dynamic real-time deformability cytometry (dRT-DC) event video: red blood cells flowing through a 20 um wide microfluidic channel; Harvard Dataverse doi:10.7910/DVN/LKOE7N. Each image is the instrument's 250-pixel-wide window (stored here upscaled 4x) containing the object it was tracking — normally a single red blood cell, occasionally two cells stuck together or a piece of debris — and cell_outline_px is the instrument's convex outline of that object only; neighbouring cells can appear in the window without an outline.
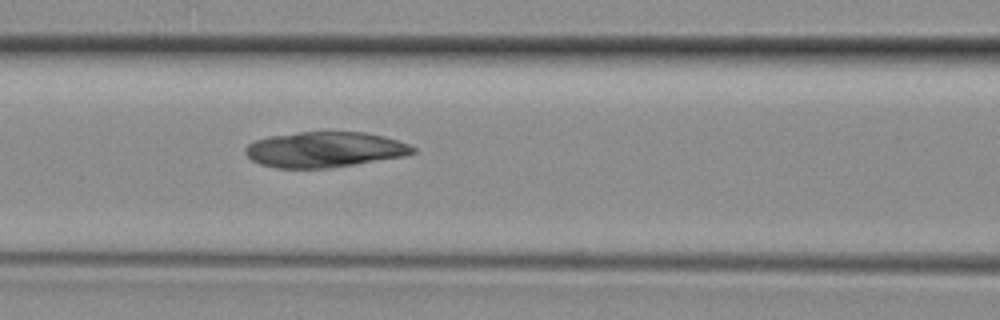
{"species": "common noctule bat (a hibernating species)", "species_latin": "Nyctalus noctula", "temperature_condition": "room temperature", "stored_images_in_passage": 33, "camera_frame_rate_fps": 3000, "um_per_image_px": 0.085, "animal": {"sex": "female", "body_mass_g": 29.2, "forearm_length_mm": 56.3}, "frame": {"image": 1, "passage_image": 11, "time_ms": 3.333, "image_size_px": [1000, 320], "cell_outline_px": [[416, 152], [408, 156], [328, 168], [276, 168], [260, 164], [252, 160], [244, 152], [244, 148], [248, 144], [256, 140], [268, 136], [300, 132], [364, 132], [384, 136], [408, 144], [416, 148]], "centroid_in_image_um": [27.6, 12.71], "position_along_channel_um": 139.0, "area_um2": 34.74}}
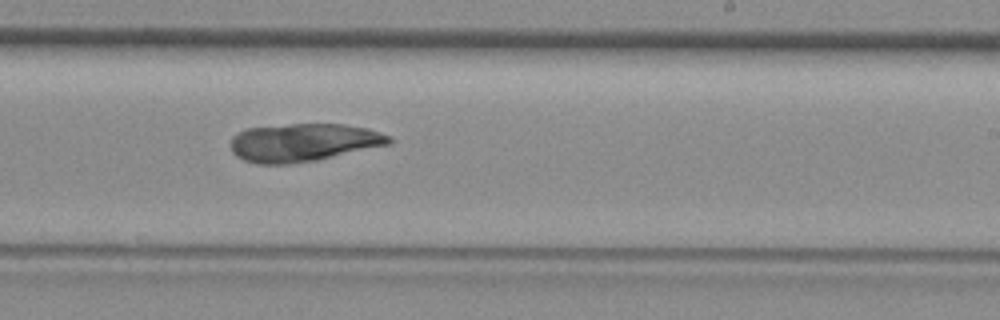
{"frame": {"image": 2, "passage_image": 18, "time_ms": 5.667, "image_size_px": [1000, 320], "cell_outline_px": [[392, 140], [388, 144], [316, 160], [288, 164], [260, 164], [244, 160], [236, 156], [232, 152], [232, 136], [236, 132], [248, 128], [292, 124], [344, 124], [368, 128], [392, 136]], "centroid_in_image_um": [25.77, 12.1], "position_along_channel_um": 263.2, "area_um2": 34.91}}
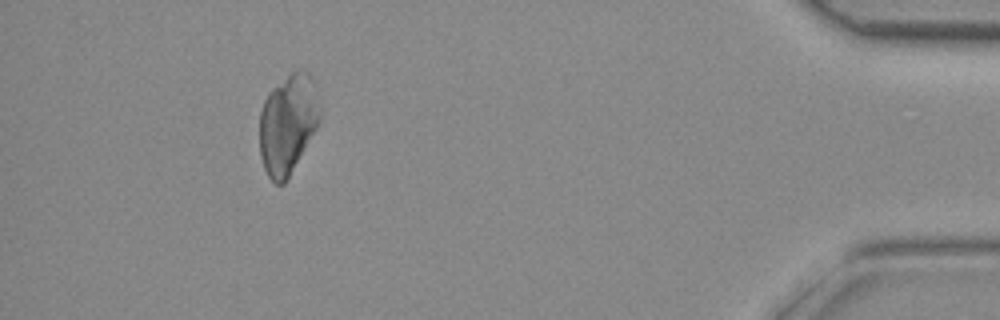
{"frame": {"image": 3, "passage_image": 30, "time_ms": 9.667, "image_size_px": [1000, 320], "cell_outline_px": [[320, 120], [316, 128], [284, 184], [276, 184], [268, 176], [264, 168], [260, 156], [260, 112], [264, 100], [268, 92], [272, 88], [292, 72], [308, 72], [312, 76], [316, 88], [320, 104]], "centroid_in_image_um": [24.46, 10.52], "position_along_channel_um": 410.7, "area_um2": 34.74}}